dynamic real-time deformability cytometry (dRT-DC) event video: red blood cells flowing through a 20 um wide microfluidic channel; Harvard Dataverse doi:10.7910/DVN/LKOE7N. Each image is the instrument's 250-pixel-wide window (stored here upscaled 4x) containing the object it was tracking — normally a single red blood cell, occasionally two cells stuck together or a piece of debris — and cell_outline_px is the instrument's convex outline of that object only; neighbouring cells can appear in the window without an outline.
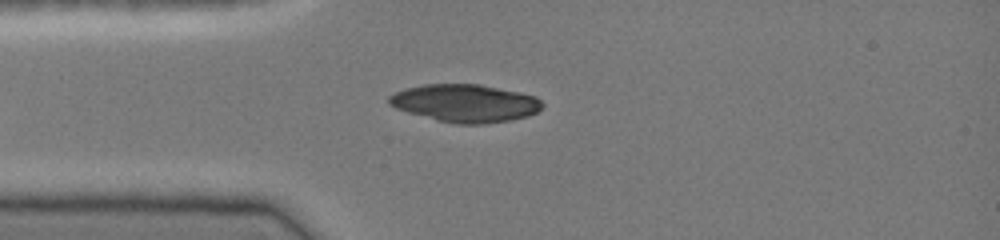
{"species": "common noctule bat (a hibernating species)", "species_latin": "Nyctalus noctula", "temperature_condition": "cold", "stored_images_in_passage": 33, "camera_frame_rate_fps": 3000, "um_per_image_px": 0.085, "animal": {"sex": "female", "body_mass_g": 19.0, "forearm_length_mm": 51.5}, "frame": {"image": 1, "passage_image": 1, "time_ms": 0.0, "image_size_px": [1000, 240], "cell_outline_px": [[544, 108], [528, 116], [508, 120], [484, 124], [456, 124], [408, 112], [396, 108], [388, 104], [388, 96], [404, 88], [424, 84], [480, 84], [520, 92], [536, 96], [544, 104]], "centroid_in_image_um": [39.56, 8.76], "position_along_channel_um": 45.4, "area_um2": 33.7}}